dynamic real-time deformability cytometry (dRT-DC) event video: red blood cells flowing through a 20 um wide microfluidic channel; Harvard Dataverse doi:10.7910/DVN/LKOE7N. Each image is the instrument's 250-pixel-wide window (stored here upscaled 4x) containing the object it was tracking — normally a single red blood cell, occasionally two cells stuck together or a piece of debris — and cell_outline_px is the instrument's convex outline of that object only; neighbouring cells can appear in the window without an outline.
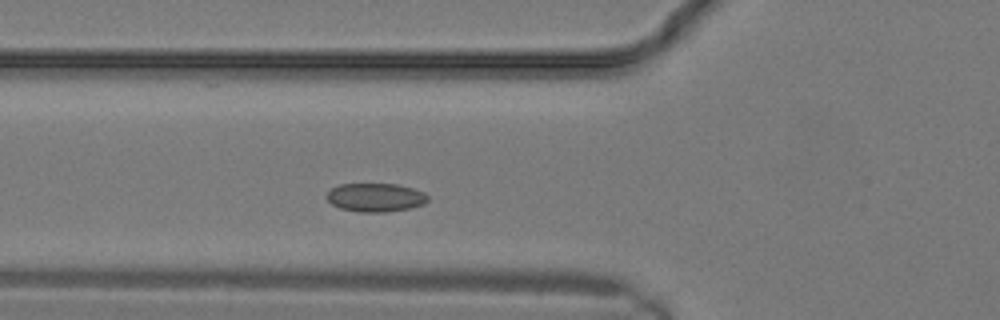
{"species": "common noctule bat (a hibernating species)", "species_latin": "Nyctalus noctula", "temperature_condition": "warm", "stored_images_in_passage": 13, "camera_frame_rate_fps": 3000, "um_per_image_px": 0.085, "animal": {"sex": "male", "body_mass_g": 19.2, "forearm_length_mm": 51.8}, "frame": {"image": 1, "passage_image": 5, "time_ms": 1.333, "image_size_px": [1000, 320], "cell_outline_px": [[428, 200], [424, 204], [408, 208], [384, 212], [360, 212], [340, 208], [332, 204], [328, 200], [328, 192], [332, 188], [340, 184], [396, 184], [412, 188], [424, 192], [428, 196]], "centroid_in_image_um": [31.93, 16.78], "position_along_channel_um": 93.9, "area_um2": 16.65}}
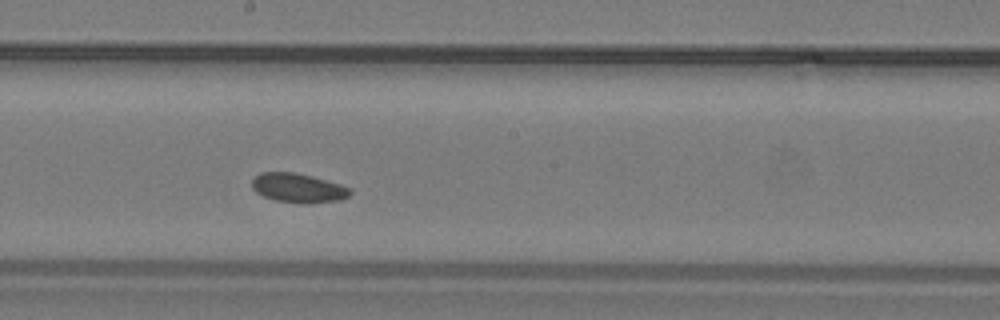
{"frame": {"image": 2, "passage_image": 10, "time_ms": 3.0, "image_size_px": [1000, 320], "cell_outline_px": [[352, 192], [348, 196], [340, 200], [308, 204], [276, 200], [264, 196], [256, 192], [252, 188], [252, 180], [260, 172], [292, 172], [340, 184], [348, 188]], "centroid_in_image_um": [25.32, 15.99], "position_along_channel_um": 222.9, "area_um2": 16.42}}
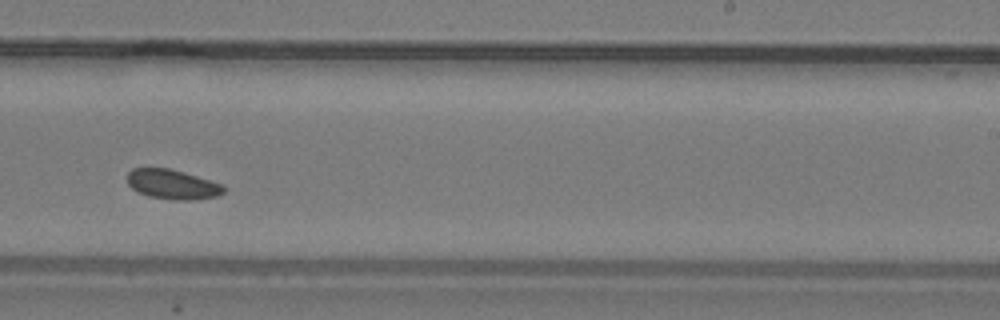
{"frame": {"image": 3, "passage_image": 12, "time_ms": 3.667, "image_size_px": [1000, 320], "cell_outline_px": [[224, 192], [216, 196], [192, 200], [172, 200], [148, 196], [136, 192], [128, 184], [128, 172], [132, 168], [168, 168], [184, 172], [224, 184]], "centroid_in_image_um": [14.65, 15.67], "position_along_channel_um": 274.3, "area_um2": 16.76}}